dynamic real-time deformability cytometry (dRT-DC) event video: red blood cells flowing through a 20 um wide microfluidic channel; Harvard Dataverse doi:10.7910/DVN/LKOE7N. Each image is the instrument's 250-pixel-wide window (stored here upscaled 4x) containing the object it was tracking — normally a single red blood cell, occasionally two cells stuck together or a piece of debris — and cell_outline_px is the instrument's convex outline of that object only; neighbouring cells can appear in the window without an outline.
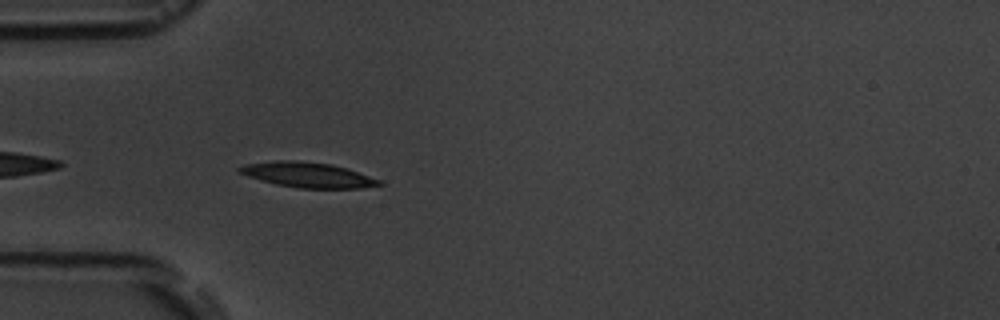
{"species": "common noctule bat (a hibernating species)", "species_latin": "Nyctalus noctula", "temperature_condition": "room temperature", "stored_images_in_passage": 5, "camera_frame_rate_fps": 3000, "um_per_image_px": 0.085, "animal": {"sex": "male", "body_mass_g": 19.5, "forearm_length_mm": 54.6}, "frame": {"image": 1, "passage_image": 5, "time_ms": 4.667, "image_size_px": [1000, 320], "cell_outline_px": [[384, 184], [360, 188], [300, 188], [276, 184], [260, 180], [236, 172], [236, 168], [244, 164], [276, 160], [292, 160], [332, 164], [348, 168], [380, 180]], "centroid_in_image_um": [26.11, 14.85], "position_along_channel_um": 58.9, "area_um2": 20.52}}